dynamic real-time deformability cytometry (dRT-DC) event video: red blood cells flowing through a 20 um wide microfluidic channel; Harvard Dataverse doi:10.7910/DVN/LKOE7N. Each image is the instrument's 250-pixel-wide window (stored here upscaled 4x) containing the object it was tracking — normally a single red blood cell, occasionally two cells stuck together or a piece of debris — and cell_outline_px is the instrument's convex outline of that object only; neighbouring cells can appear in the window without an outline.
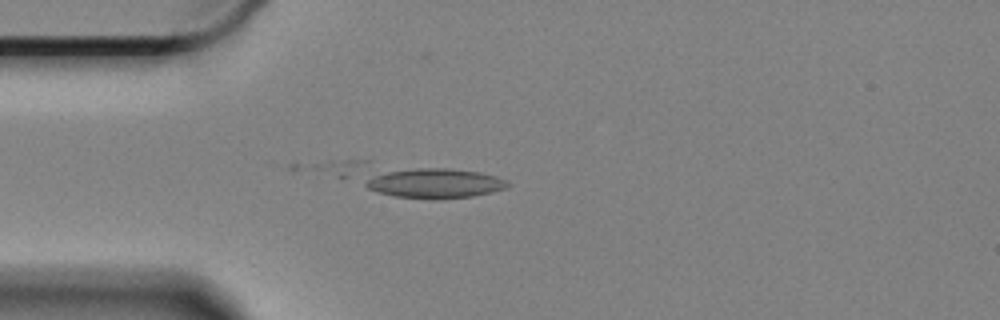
{"species": "Egyptian fruit bat (a non-hibernating species)", "species_latin": "Rousettus aegyptiacus", "temperature_condition": "cold", "stored_images_in_passage": 9, "camera_frame_rate_fps": 3000, "um_per_image_px": 0.085, "animal": {"sex": "female"}, "frame": {"image": 1, "passage_image": 2, "time_ms": 0.333, "image_size_px": [1000, 320], "cell_outline_px": [[512, 184], [508, 188], [492, 192], [472, 196], [436, 200], [396, 196], [376, 192], [368, 188], [364, 184], [368, 180], [376, 176], [388, 172], [416, 168], [448, 168], [480, 172], [496, 176], [508, 180]], "centroid_in_image_um": [37.08, 15.59], "position_along_channel_um": 47.9, "area_um2": 24.51}}
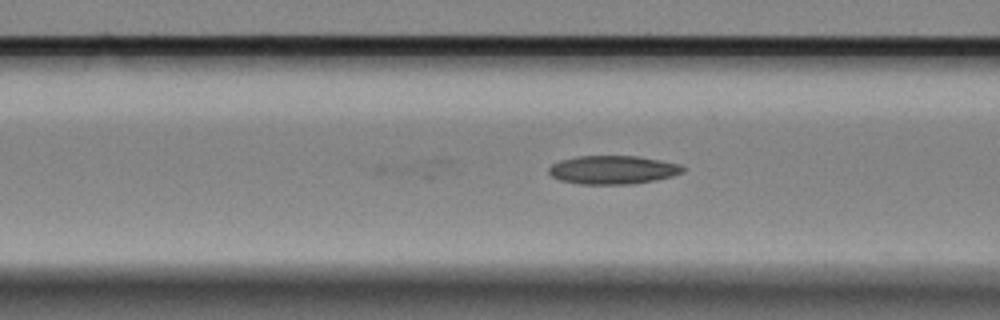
{"frame": {"image": 2, "passage_image": 9, "time_ms": 2.667, "image_size_px": [1000, 320], "cell_outline_px": [[684, 172], [672, 176], [656, 180], [632, 184], [580, 184], [560, 180], [552, 176], [548, 172], [548, 168], [552, 164], [560, 160], [580, 156], [636, 156], [660, 160], [680, 164], [684, 168]], "centroid_in_image_um": [52.09, 14.44], "position_along_channel_um": 114.5, "area_um2": 22.25}}